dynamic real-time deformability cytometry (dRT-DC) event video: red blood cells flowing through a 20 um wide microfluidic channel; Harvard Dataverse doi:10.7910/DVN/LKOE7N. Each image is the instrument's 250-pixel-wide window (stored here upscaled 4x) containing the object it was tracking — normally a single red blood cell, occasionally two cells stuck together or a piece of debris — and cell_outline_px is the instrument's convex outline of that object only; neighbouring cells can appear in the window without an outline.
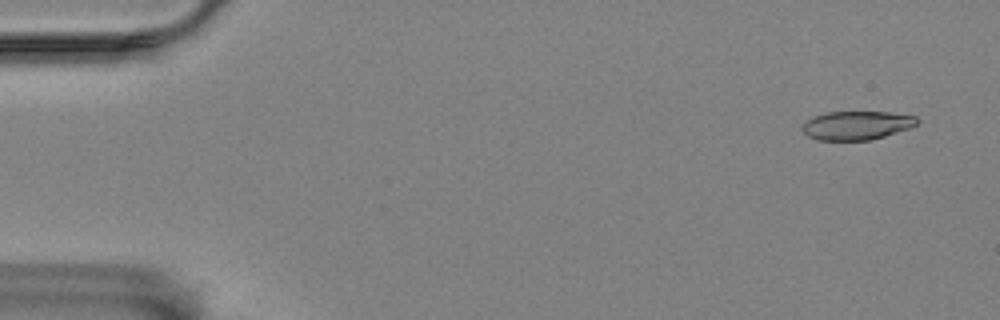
{"species": "Egyptian fruit bat (a non-hibernating species)", "species_latin": "Rousettus aegyptiacus", "temperature_condition": "room temperature", "stored_images_in_passage": 4, "camera_frame_rate_fps": 3000, "um_per_image_px": 0.085, "animal": {"sex": "female"}, "frame": {"image": 1, "passage_image": 1, "time_ms": 0.0, "image_size_px": [1000, 320], "cell_outline_px": [[920, 120], [912, 128], [872, 140], [816, 140], [808, 136], [804, 132], [804, 124], [812, 116], [828, 112], [888, 112], [916, 116]], "centroid_in_image_um": [72.87, 10.66], "position_along_channel_um": 12.1, "area_um2": 19.25}}